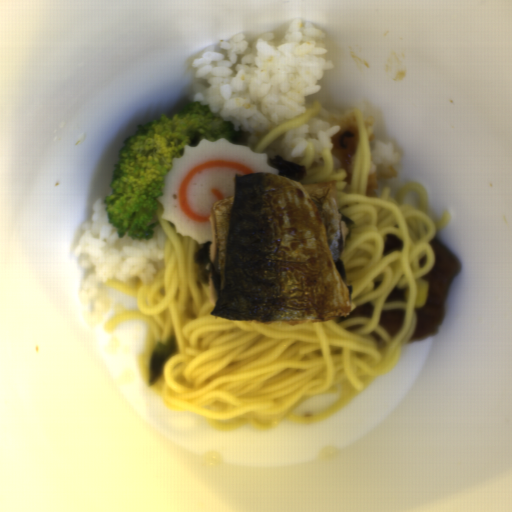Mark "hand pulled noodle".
Wrapping results in <instances>:
<instances>
[{"mask_svg": "<svg viewBox=\"0 0 512 512\" xmlns=\"http://www.w3.org/2000/svg\"><path fill=\"white\" fill-rule=\"evenodd\" d=\"M357 142L350 184L344 169L334 170L327 148L321 163L311 167L316 155L306 143L298 163L306 168L303 185L335 181L339 208L350 221L342 248L345 280L355 307L372 302L371 318L304 323L257 324L212 316L209 286L200 279L195 253L205 243L176 231L173 222L155 217L167 239L165 266L156 269L151 283L116 279L105 287L132 296L133 310L121 312L103 324L112 332L133 320L149 328L137 363L147 389L161 396L166 409L190 411L205 417L218 432L250 426L267 432L283 421L321 423L336 414L379 376L390 374L403 347L417 327L418 281L434 262L430 245L451 220L444 210L435 222L429 213L428 193L418 182L401 186L396 195L384 186L380 197L366 194L370 145L363 112L356 108ZM404 240L400 251L382 256L386 234ZM404 288V301L386 303L393 287ZM403 308L407 317L396 336L379 324L383 309ZM176 336L179 349L166 364L158 381L147 386L148 364L155 343ZM340 395L337 404L313 417H295V409L316 394Z\"/></svg>", "mask_w": 512, "mask_h": 512, "instance_id": "14784b9a", "label": "hand pulled noodle"}, {"mask_svg": "<svg viewBox=\"0 0 512 512\" xmlns=\"http://www.w3.org/2000/svg\"><path fill=\"white\" fill-rule=\"evenodd\" d=\"M322 108L321 101L315 100L313 106L303 115L298 118L288 120L271 130L266 136H264L253 148L252 152L262 154L265 149L273 143L275 140L289 132L292 128L314 118L319 114Z\"/></svg>", "mask_w": 512, "mask_h": 512, "instance_id": "772679e5", "label": "hand pulled noodle"}]
</instances>
